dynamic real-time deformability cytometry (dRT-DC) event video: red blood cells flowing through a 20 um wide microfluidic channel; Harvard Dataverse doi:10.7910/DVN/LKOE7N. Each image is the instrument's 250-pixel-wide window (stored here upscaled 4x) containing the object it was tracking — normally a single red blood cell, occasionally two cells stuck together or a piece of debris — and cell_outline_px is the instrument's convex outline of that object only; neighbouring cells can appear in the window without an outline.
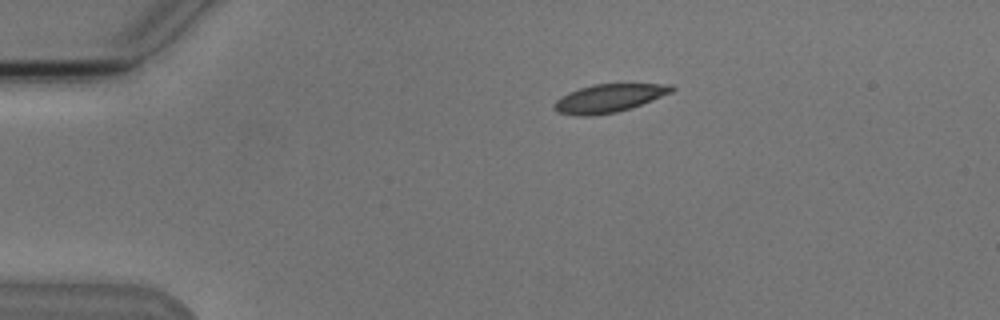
{"species": "Egyptian fruit bat (a non-hibernating species)", "species_latin": "Rousettus aegyptiacus", "temperature_condition": "cold", "stored_images_in_passage": 5, "camera_frame_rate_fps": 3000, "um_per_image_px": 0.085, "animal": {"sex": "male"}, "frame": {"image": 1, "passage_image": 1, "time_ms": 0.0, "image_size_px": [1000, 320], "cell_outline_px": [[676, 88], [672, 92], [632, 108], [616, 112], [588, 116], [576, 116], [556, 112], [552, 108], [552, 104], [556, 100], [580, 88], [596, 84], [672, 84]], "centroid_in_image_um": [51.76, 8.36], "position_along_channel_um": 33.2, "area_um2": 19.19}}
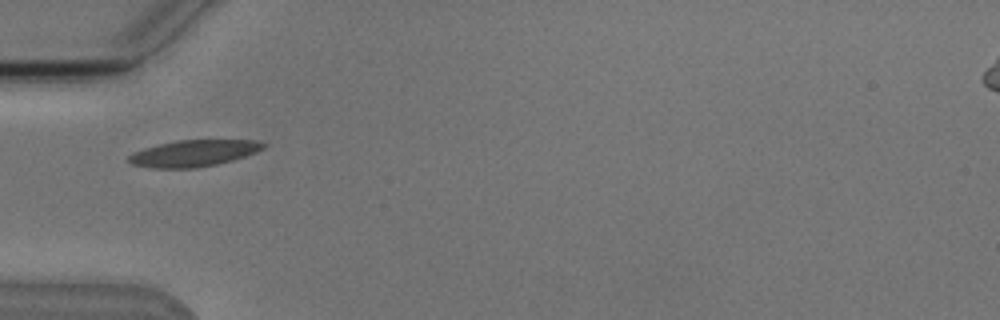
{"frame": {"image": 2, "passage_image": 3, "time_ms": 2.333, "image_size_px": [1000, 320], "cell_outline_px": [[268, 144], [264, 148], [256, 152], [232, 160], [216, 164], [196, 168], [152, 168], [132, 164], [128, 160], [128, 156], [132, 152], [144, 148], [176, 140], [256, 140]], "centroid_in_image_um": [16.46, 13.02], "position_along_channel_um": 68.5, "area_um2": 20.75}}
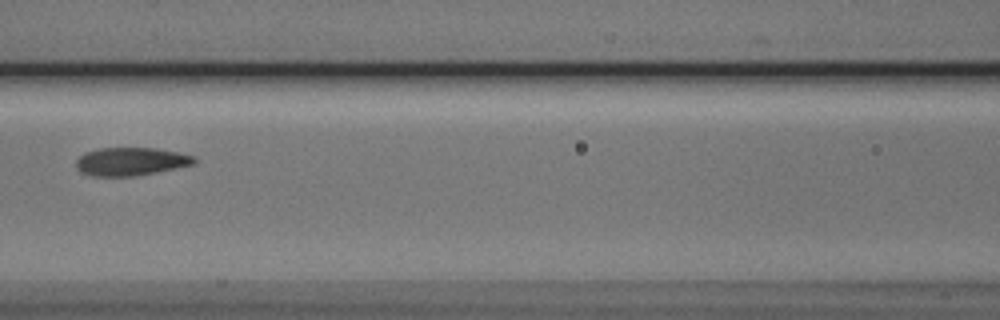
{"frame": {"image": 3, "passage_image": 5, "time_ms": 4.667, "image_size_px": [1000, 320], "cell_outline_px": [[196, 160], [192, 164], [156, 172], [132, 176], [92, 176], [80, 172], [76, 168], [76, 160], [84, 152], [100, 148], [156, 148], [176, 152], [192, 156]], "centroid_in_image_um": [11.04, 13.72], "position_along_channel_um": 155.6, "area_um2": 19.13}}